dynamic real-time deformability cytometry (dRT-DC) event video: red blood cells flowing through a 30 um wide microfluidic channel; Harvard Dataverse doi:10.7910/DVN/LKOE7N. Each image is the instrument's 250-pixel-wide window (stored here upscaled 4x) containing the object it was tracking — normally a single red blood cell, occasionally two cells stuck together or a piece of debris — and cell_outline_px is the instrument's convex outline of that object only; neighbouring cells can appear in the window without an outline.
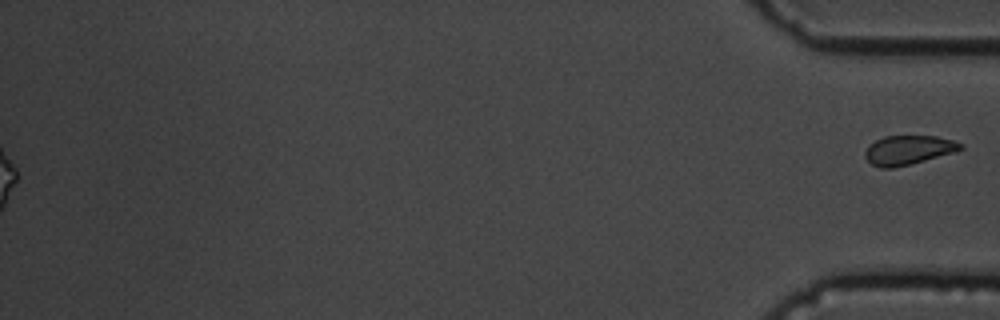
{"species": "common noctule bat (a hibernating species)", "species_latin": "Nyctalus noctula", "temperature_condition": "cold", "stored_images_in_passage": 57, "segment_of_instrument_passage": [2, 2], "camera_frame_rate_fps": 3000, "um_per_image_px": 0.085, "animal": {"sex": "male", "body_mass_g": 19.5, "forearm_length_mm": 54.6}, "frame": {"image": 1, "passage_image": 57, "time_ms": 18.667, "image_size_px": [1000, 320], "cell_outline_px": [[964, 148], [956, 152], [912, 164], [892, 168], [880, 168], [872, 164], [864, 156], [864, 152], [868, 144], [884, 136], [936, 136], [952, 140], [964, 144]], "centroid_in_image_um": [77.21, 12.75], "position_along_channel_um": 358.0, "area_um2": 16.47}}